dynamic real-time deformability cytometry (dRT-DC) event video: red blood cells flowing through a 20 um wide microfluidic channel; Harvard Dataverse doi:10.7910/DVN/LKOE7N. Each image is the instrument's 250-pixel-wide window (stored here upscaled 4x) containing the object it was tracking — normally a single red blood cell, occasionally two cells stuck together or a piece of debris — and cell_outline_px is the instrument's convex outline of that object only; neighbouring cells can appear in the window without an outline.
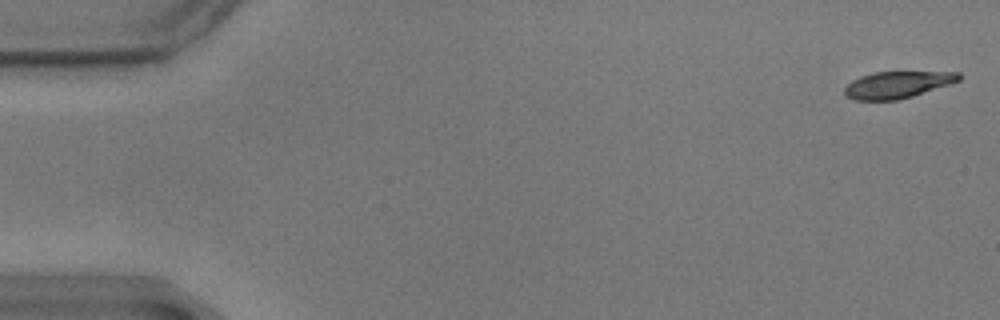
{"species": "common noctule bat (a hibernating species)", "species_latin": "Nyctalus noctula", "temperature_condition": "warm", "stored_images_in_passage": 7, "camera_frame_rate_fps": 3000, "um_per_image_px": 0.085, "animal": {"sex": "male", "body_mass_g": 17.9}, "frame": {"image": 1, "passage_image": 2, "time_ms": 0.333, "image_size_px": [1000, 320], "cell_outline_px": [[960, 80], [900, 100], [852, 100], [844, 96], [844, 88], [852, 80], [860, 76], [872, 72], [960, 72]], "centroid_in_image_um": [76.2, 7.21], "position_along_channel_um": 8.8, "area_um2": 17.8}}